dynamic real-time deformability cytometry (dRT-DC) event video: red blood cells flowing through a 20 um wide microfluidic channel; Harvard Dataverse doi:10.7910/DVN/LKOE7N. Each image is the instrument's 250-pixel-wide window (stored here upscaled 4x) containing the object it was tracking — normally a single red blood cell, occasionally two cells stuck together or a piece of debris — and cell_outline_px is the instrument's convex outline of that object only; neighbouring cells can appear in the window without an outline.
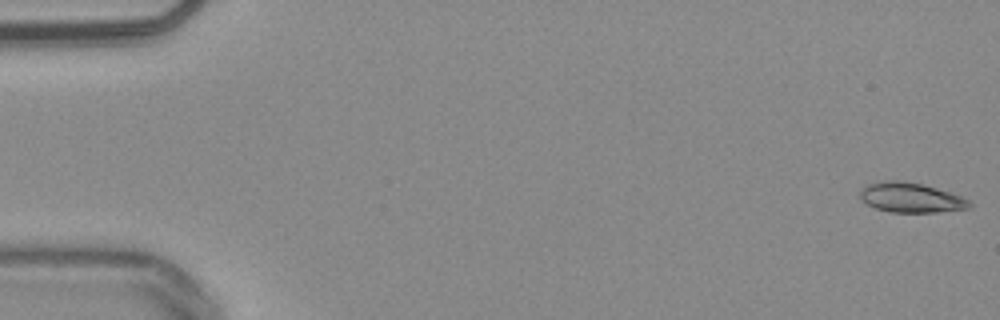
{"species": "common noctule bat (a hibernating species)", "species_latin": "Nyctalus noctula", "temperature_condition": "warm", "stored_images_in_passage": 53, "camera_frame_rate_fps": 3000, "um_per_image_px": 0.085, "animal": {"sex": "male", "body_mass_g": 20.4}, "frame": {"image": 1, "passage_image": 1, "time_ms": 0.0, "image_size_px": [1000, 320], "cell_outline_px": [[972, 204], [968, 208], [936, 212], [892, 212], [876, 208], [860, 200], [860, 188], [864, 184], [884, 180], [904, 180], [924, 184], [960, 196], [968, 200]], "centroid_in_image_um": [77.35, 16.77], "position_along_channel_um": 7.6, "area_um2": 19.07}}
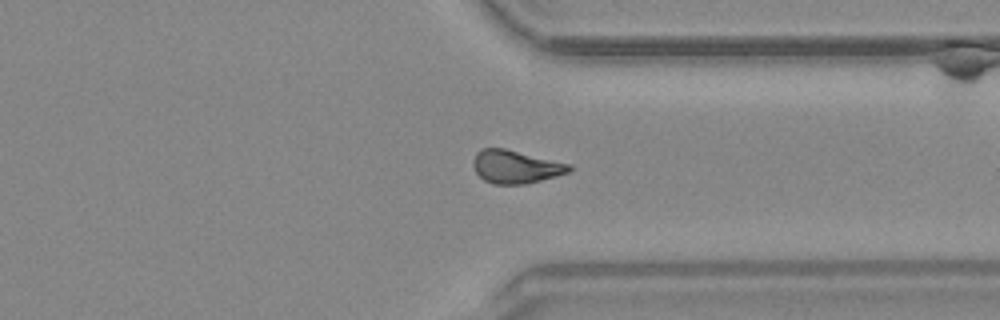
{"frame": {"image": 2, "passage_image": 41, "time_ms": 13.333, "image_size_px": [1000, 320], "cell_outline_px": [[572, 168], [568, 172], [556, 176], [524, 184], [492, 184], [484, 180], [476, 172], [472, 164], [476, 152], [484, 148], [504, 148], [572, 164]], "centroid_in_image_um": [43.82, 14.17], "position_along_channel_um": 367.6, "area_um2": 18.44}}
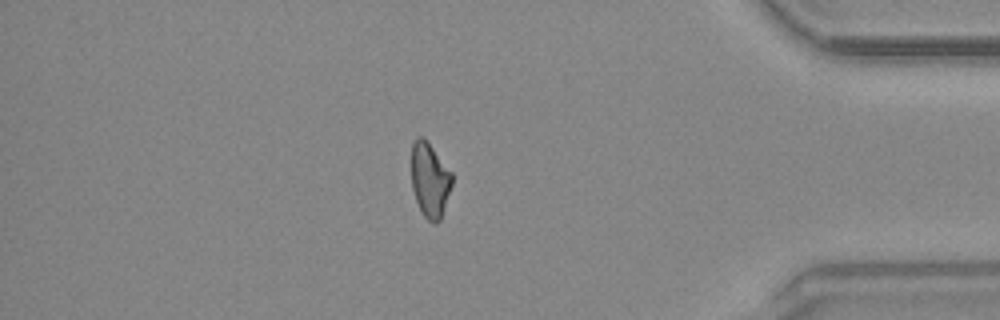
{"frame": {"image": 3, "passage_image": 46, "time_ms": 15.0, "image_size_px": [1000, 320], "cell_outline_px": [[452, 184], [440, 220], [436, 224], [432, 224], [424, 216], [416, 200], [412, 188], [412, 144], [420, 136], [424, 136], [428, 140], [452, 172]], "centroid_in_image_um": [36.55, 15.27], "position_along_channel_um": 398.7, "area_um2": 17.69}, "authors_computed_cell_mechanics": {"area_um2": 18.6116, "velocity_mm_per_s": 3.8389, "shape_relaxation_time_tau1_ms": 10.8471, "shape_relaxation_time_tau2_ms": 7.251, "deformation_change_tau1": 0.2099, "deformation_change_tau2": 0.1594}}